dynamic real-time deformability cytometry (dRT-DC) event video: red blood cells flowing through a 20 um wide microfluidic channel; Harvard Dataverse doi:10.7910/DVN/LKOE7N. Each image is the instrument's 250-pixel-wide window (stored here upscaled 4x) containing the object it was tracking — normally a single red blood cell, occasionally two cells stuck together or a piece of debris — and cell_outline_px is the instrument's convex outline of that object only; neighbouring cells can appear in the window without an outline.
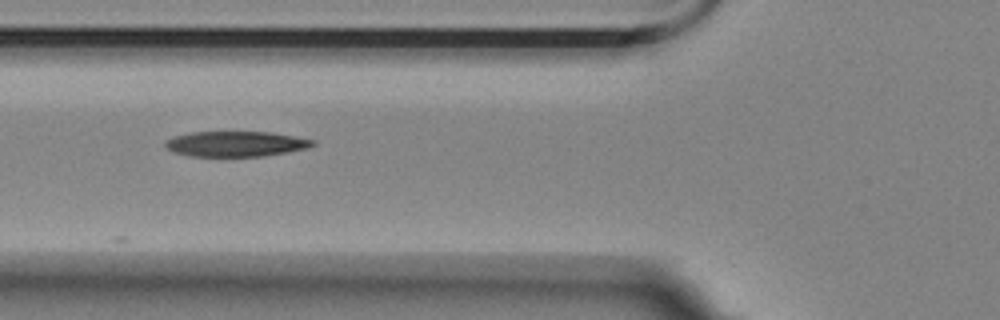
{"species": "Egyptian fruit bat (a non-hibernating species)", "species_latin": "Rousettus aegyptiacus", "temperature_condition": "room temperature", "stored_images_in_passage": 7, "camera_frame_rate_fps": 3000, "um_per_image_px": 0.085, "animal": {"sex": "female"}, "frame": {"image": 1, "passage_image": 6, "time_ms": 1.667, "image_size_px": [1000, 320], "cell_outline_px": [[316, 144], [308, 148], [288, 152], [260, 156], [188, 156], [172, 152], [164, 144], [164, 140], [172, 136], [188, 132], [272, 132], [296, 136], [316, 140]], "centroid_in_image_um": [20.03, 12.22], "position_along_channel_um": 105.8, "area_um2": 22.02}}